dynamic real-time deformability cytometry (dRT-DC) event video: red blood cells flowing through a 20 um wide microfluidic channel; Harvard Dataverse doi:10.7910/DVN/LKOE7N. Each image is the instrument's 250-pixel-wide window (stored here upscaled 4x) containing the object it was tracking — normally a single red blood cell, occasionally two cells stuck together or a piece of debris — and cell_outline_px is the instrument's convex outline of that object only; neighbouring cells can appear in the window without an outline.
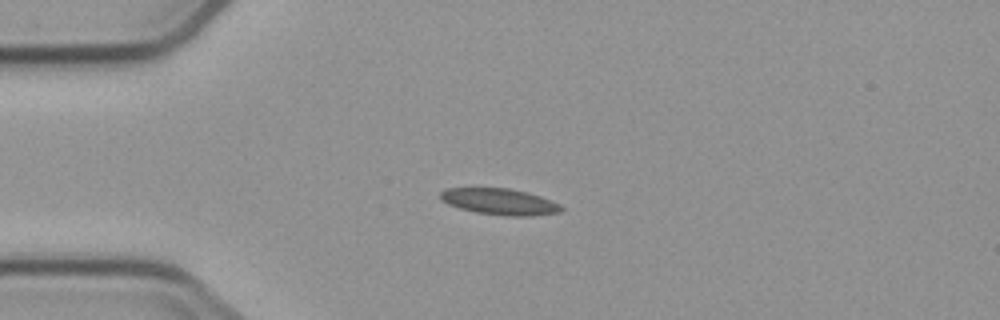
{"species": "common noctule bat (a hibernating species)", "species_latin": "Nyctalus noctula", "temperature_condition": "cold", "stored_images_in_passage": 7, "camera_frame_rate_fps": 3000, "um_per_image_px": 0.085, "animal": {"sex": "male", "body_mass_g": 23.1, "forearm_length_mm": 52.7}, "frame": {"image": 1, "passage_image": 3, "time_ms": 3.333, "image_size_px": [1000, 320], "cell_outline_px": [[564, 208], [560, 212], [532, 216], [508, 216], [476, 212], [460, 208], [448, 204], [440, 200], [440, 192], [448, 188], [508, 188], [528, 192], [540, 196], [560, 204]], "centroid_in_image_um": [42.48, 17.14], "position_along_channel_um": 42.5, "area_um2": 18.5}}
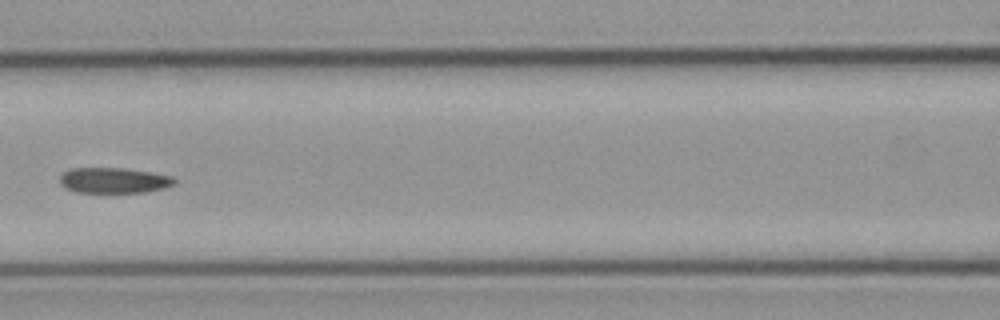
{"frame": {"image": 2, "passage_image": 6, "time_ms": 7.0, "image_size_px": [1000, 320], "cell_outline_px": [[176, 184], [164, 188], [148, 192], [76, 192], [64, 188], [60, 184], [60, 176], [64, 172], [72, 168], [124, 168], [152, 172], [172, 176], [176, 180]], "centroid_in_image_um": [9.69, 15.33], "position_along_channel_um": 156.9, "area_um2": 17.17}}
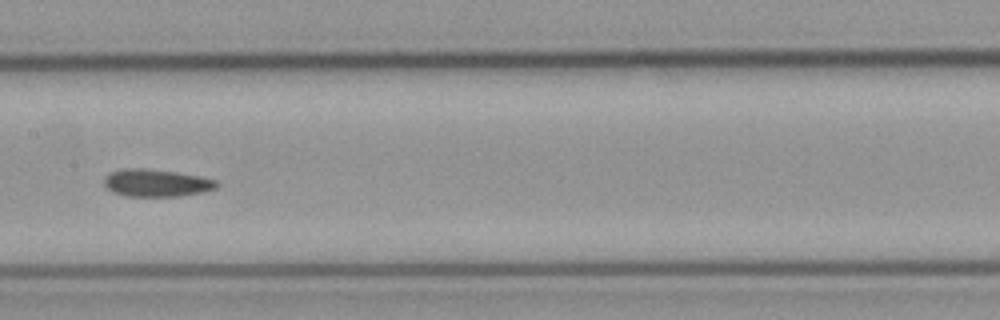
{"frame": {"image": 3, "passage_image": 7, "time_ms": 8.0, "image_size_px": [1000, 320], "cell_outline_px": [[220, 184], [216, 188], [204, 192], [180, 196], [128, 196], [112, 192], [104, 184], [104, 176], [112, 172], [124, 168], [140, 168], [176, 172], [200, 176], [216, 180]], "centroid_in_image_um": [13.31, 15.55], "position_along_channel_um": 194.1, "area_um2": 17.98}}